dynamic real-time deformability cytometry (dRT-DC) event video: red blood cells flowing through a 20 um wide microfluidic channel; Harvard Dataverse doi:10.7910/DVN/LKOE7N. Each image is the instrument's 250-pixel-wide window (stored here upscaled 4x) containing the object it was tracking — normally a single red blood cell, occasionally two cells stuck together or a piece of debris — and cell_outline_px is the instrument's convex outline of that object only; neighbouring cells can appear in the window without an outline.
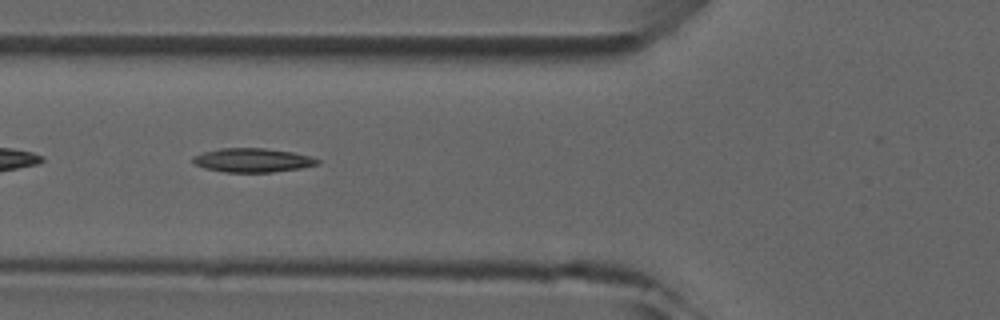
{"species": "common noctule bat (a hibernating species)", "species_latin": "Nyctalus noctula", "temperature_condition": "room temperature", "stored_images_in_passage": 6, "camera_frame_rate_fps": 3000, "um_per_image_px": 0.085, "animal": {"sex": "male", "forearm_length_mm": 52.5}, "frame": {"image": 1, "passage_image": 6, "time_ms": 6.0, "image_size_px": [1000, 320], "cell_outline_px": [[320, 164], [300, 168], [272, 172], [224, 172], [204, 168], [192, 164], [192, 156], [204, 152], [220, 148], [264, 148], [292, 152], [312, 156], [320, 160]], "centroid_in_image_um": [21.45, 13.62], "position_along_channel_um": 104.3, "area_um2": 17.51}}